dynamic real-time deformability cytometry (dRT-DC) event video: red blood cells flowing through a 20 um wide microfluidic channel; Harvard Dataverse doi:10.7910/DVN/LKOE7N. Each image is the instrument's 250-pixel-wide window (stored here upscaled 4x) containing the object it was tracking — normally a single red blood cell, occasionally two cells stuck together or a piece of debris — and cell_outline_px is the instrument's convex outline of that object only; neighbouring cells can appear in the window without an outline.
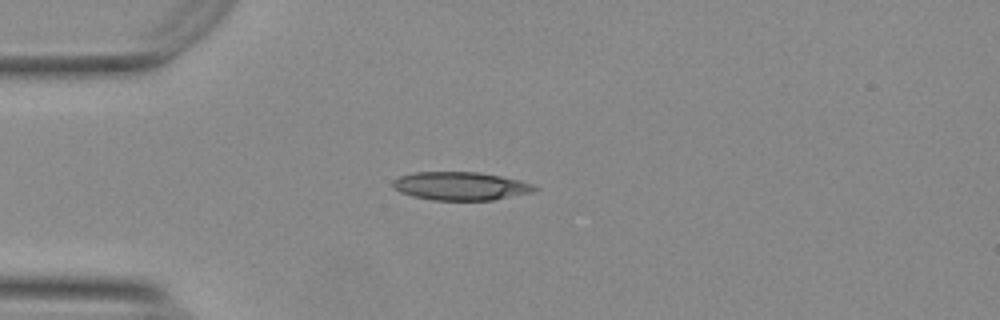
{"species": "Egyptian fruit bat (a non-hibernating species)", "species_latin": "Rousettus aegyptiacus", "temperature_condition": "warm", "stored_images_in_passage": 41, "camera_frame_rate_fps": 3000, "um_per_image_px": 0.085, "animal": {"sex": "female"}, "frame": {"image": 1, "passage_image": 1, "time_ms": 0.0, "image_size_px": [1000, 320], "cell_outline_px": [[540, 188], [536, 192], [492, 200], [432, 200], [412, 196], [400, 192], [392, 184], [392, 180], [400, 176], [416, 172], [476, 172], [500, 176], [520, 180], [532, 184]], "centroid_in_image_um": [39.19, 15.82], "position_along_channel_um": 45.8, "area_um2": 23.41}}
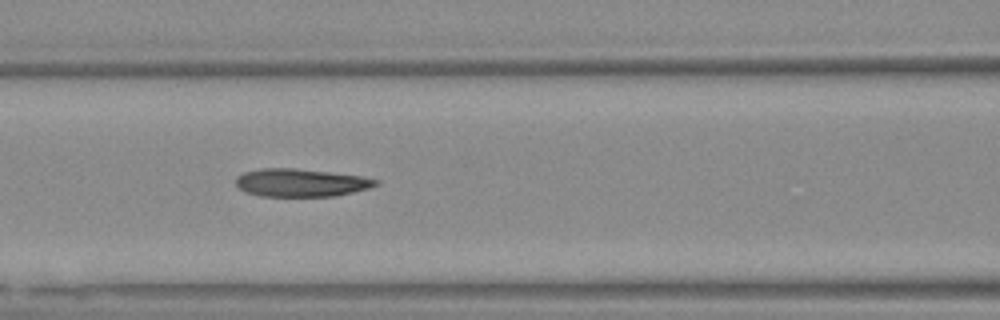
{"frame": {"image": 2, "passage_image": 10, "time_ms": 3.0, "image_size_px": [1000, 320], "cell_outline_px": [[380, 184], [368, 188], [352, 192], [332, 196], [260, 196], [248, 192], [240, 188], [236, 184], [236, 176], [244, 172], [264, 168], [296, 168], [360, 176], [380, 180]], "centroid_in_image_um": [25.58, 15.52], "position_along_channel_um": 141.0, "area_um2": 22.54}}
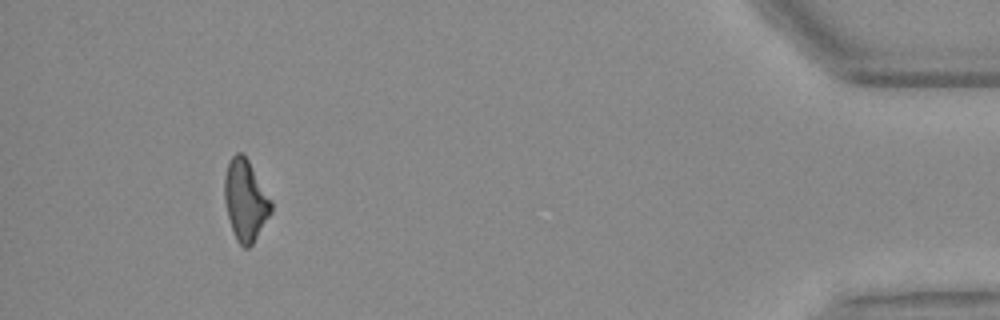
{"frame": {"image": 3, "passage_image": 37, "time_ms": 12.0, "image_size_px": [1000, 320], "cell_outline_px": [[272, 212], [252, 244], [248, 248], [244, 248], [236, 240], [228, 216], [224, 200], [224, 176], [228, 164], [232, 156], [236, 152], [244, 152], [272, 200]], "centroid_in_image_um": [20.87, 16.99], "position_along_channel_um": 414.3, "area_um2": 22.14}}